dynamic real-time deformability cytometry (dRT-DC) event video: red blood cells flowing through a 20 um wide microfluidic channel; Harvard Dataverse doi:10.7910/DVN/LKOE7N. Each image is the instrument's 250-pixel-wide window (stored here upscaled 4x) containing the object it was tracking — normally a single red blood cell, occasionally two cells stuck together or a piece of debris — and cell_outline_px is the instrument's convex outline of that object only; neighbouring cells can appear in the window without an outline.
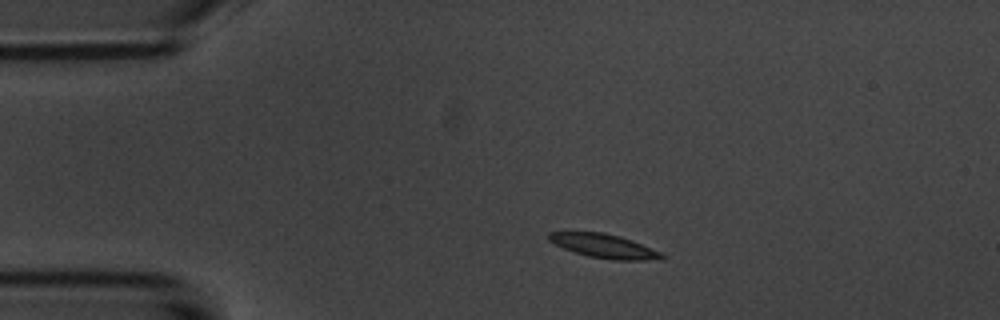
{"species": "common noctule bat (a hibernating species)", "species_latin": "Nyctalus noctula", "temperature_condition": "room temperature", "stored_images_in_passage": 3, "camera_frame_rate_fps": 3000, "um_per_image_px": 0.085, "animal": {"sex": "male", "body_mass_g": 20.1, "forearm_length_mm": 53.5}, "frame": {"image": 1, "passage_image": 1, "time_ms": 0.0, "image_size_px": [1000, 320], "cell_outline_px": [[668, 256], [664, 260], [612, 260], [588, 256], [564, 248], [548, 240], [548, 232], [604, 232], [620, 236], [632, 240], [664, 252]], "centroid_in_image_um": [51.47, 20.92], "position_along_channel_um": 33.5, "area_um2": 16.01}}
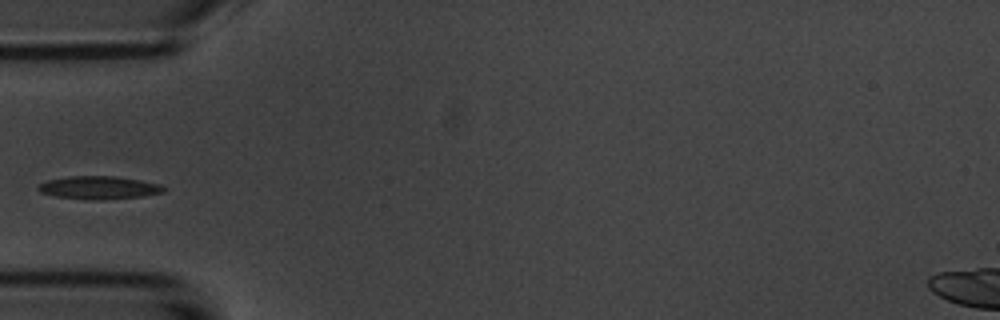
{"frame": {"image": 2, "passage_image": 3, "time_ms": 2.333, "image_size_px": [1000, 320], "cell_outline_px": [[168, 188], [164, 192], [144, 196], [100, 200], [84, 200], [56, 196], [40, 192], [36, 188], [40, 184], [48, 180], [68, 176], [112, 176], [140, 180], [160, 184]], "centroid_in_image_um": [8.43, 15.96], "position_along_channel_um": 76.6, "area_um2": 16.94}}